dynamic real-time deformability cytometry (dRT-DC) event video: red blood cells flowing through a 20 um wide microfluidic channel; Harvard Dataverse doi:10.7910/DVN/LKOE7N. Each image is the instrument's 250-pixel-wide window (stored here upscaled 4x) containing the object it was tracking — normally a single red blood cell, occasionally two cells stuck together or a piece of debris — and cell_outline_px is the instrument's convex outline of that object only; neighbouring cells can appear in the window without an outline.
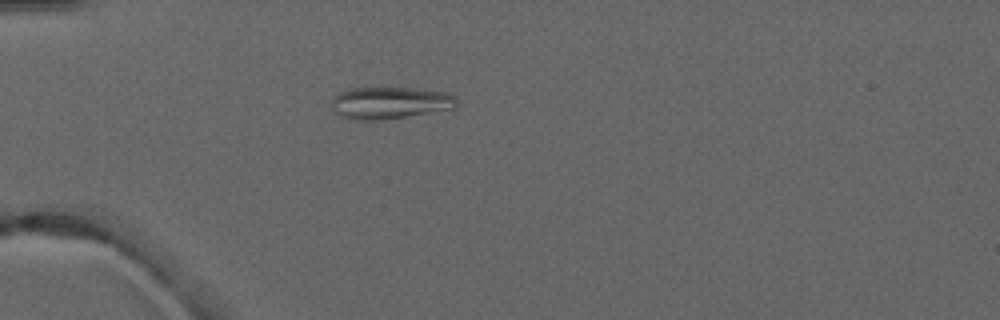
{"species": "common noctule bat (a hibernating species)", "species_latin": "Nyctalus noctula", "temperature_condition": "warm", "stored_images_in_passage": 1, "camera_frame_rate_fps": 3000, "um_per_image_px": 0.085, "animal": {"sex": "male", "forearm_length_mm": 52.5}, "frame": {"image": 1, "passage_image": 1, "time_ms": 0.0, "image_size_px": [1000, 320], "cell_outline_px": [[456, 108], [380, 120], [356, 120], [344, 116], [336, 112], [332, 108], [332, 100], [340, 92], [348, 88], [408, 88], [444, 92], [456, 96]], "centroid_in_image_um": [33.15, 8.74], "position_along_channel_um": 51.9, "area_um2": 22.95}}